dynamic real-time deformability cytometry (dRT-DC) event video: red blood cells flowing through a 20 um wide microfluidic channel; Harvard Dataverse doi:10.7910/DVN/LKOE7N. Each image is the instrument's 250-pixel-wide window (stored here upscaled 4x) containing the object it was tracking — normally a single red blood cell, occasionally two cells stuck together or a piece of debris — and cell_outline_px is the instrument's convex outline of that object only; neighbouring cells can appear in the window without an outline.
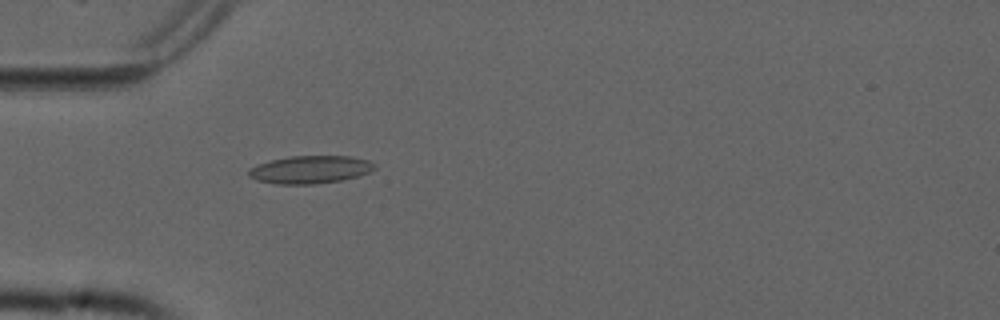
{"species": "common noctule bat (a hibernating species)", "species_latin": "Nyctalus noctula", "temperature_condition": "cold", "stored_images_in_passage": 48, "camera_frame_rate_fps": 3000, "um_per_image_px": 0.085, "animal": {"sex": "male", "forearm_length_mm": 52.5}, "frame": {"image": 1, "passage_image": 16, "time_ms": 5.0, "image_size_px": [1000, 320], "cell_outline_px": [[376, 168], [360, 176], [344, 180], [316, 184], [276, 184], [256, 180], [248, 176], [248, 168], [272, 160], [288, 156], [348, 156], [368, 160], [376, 164]], "centroid_in_image_um": [26.38, 14.42], "position_along_channel_um": 58.6, "area_um2": 20.52}}
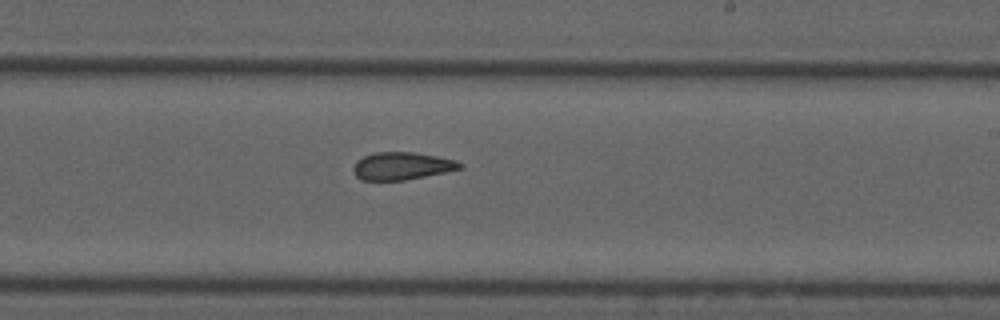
{"frame": {"image": 2, "passage_image": 32, "time_ms": 10.333, "image_size_px": [1000, 320], "cell_outline_px": [[464, 168], [404, 180], [360, 180], [352, 172], [352, 168], [356, 160], [364, 156], [376, 152], [412, 152], [436, 156], [456, 160], [464, 164]], "centroid_in_image_um": [34.14, 14.11], "position_along_channel_um": 254.9, "area_um2": 17.17}}
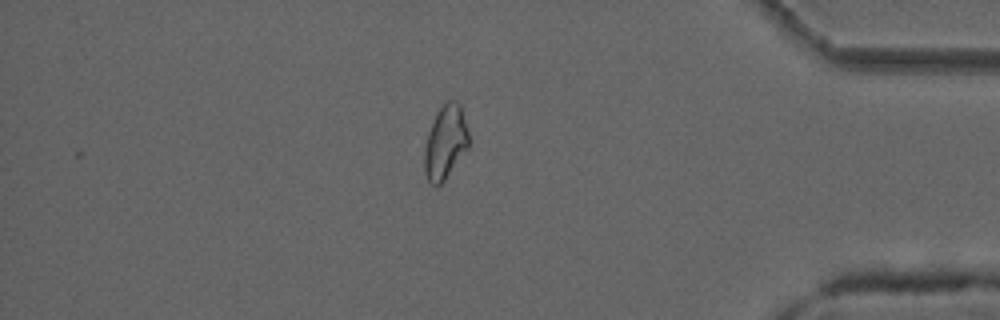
{"frame": {"image": 3, "passage_image": 46, "time_ms": 15.0, "image_size_px": [1000, 320], "cell_outline_px": [[468, 148], [444, 180], [440, 184], [432, 184], [428, 180], [424, 172], [424, 148], [428, 132], [436, 112], [448, 100], [456, 100], [460, 104], [468, 132]], "centroid_in_image_um": [37.84, 12.08], "position_along_channel_um": 397.4, "area_um2": 18.84}, "authors_computed_cell_mechanics": {"area_um2": 18.3804, "velocity_mm_per_s": 3.7553, "shape_relaxation_time_tau1_ms": null, "shape_relaxation_time_tau2_ms": 3.0652, "deformation_change_tau1": null, "deformation_change_tau2": 0.0981}}